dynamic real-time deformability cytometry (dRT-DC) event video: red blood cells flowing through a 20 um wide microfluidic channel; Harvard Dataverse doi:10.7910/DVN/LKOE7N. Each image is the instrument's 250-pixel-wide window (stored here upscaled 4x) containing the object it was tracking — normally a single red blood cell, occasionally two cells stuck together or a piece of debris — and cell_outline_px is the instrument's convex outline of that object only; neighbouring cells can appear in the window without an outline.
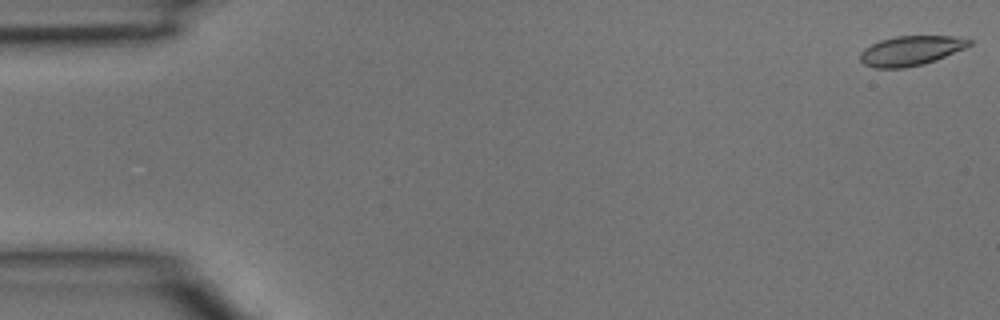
{"species": "common noctule bat (a hibernating species)", "species_latin": "Nyctalus noctula", "temperature_condition": "room temperature", "stored_images_in_passage": 4, "camera_frame_rate_fps": 3000, "um_per_image_px": 0.085, "animal": {"sex": "male", "body_mass_g": 15.6}, "frame": {"image": 1, "passage_image": 1, "time_ms": 0.0, "image_size_px": [1000, 320], "cell_outline_px": [[972, 44], [964, 48], [936, 60], [924, 64], [904, 68], [876, 68], [864, 64], [860, 60], [860, 52], [864, 48], [880, 40], [896, 36], [956, 36], [972, 40]], "centroid_in_image_um": [77.41, 4.31], "position_along_channel_um": 7.6, "area_um2": 18.84}}
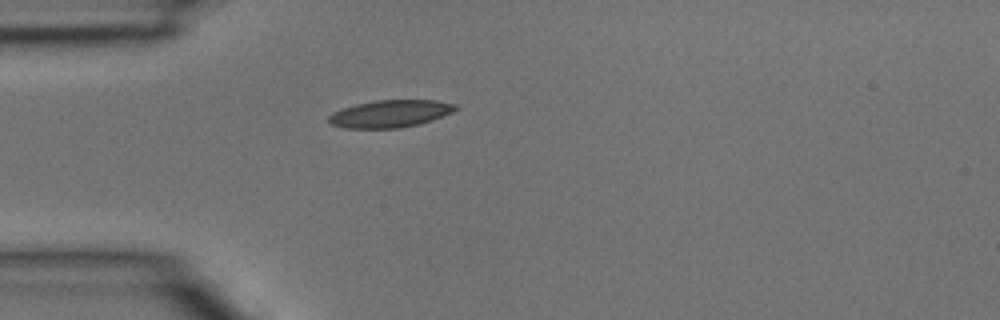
{"frame": {"image": 2, "passage_image": 4, "time_ms": 1.0, "image_size_px": [1000, 320], "cell_outline_px": [[460, 108], [452, 112], [432, 120], [420, 124], [400, 128], [344, 128], [332, 124], [328, 120], [328, 116], [332, 112], [356, 104], [376, 100], [436, 100], [460, 104]], "centroid_in_image_um": [33.22, 9.66], "position_along_channel_um": 51.8, "area_um2": 20.35}}